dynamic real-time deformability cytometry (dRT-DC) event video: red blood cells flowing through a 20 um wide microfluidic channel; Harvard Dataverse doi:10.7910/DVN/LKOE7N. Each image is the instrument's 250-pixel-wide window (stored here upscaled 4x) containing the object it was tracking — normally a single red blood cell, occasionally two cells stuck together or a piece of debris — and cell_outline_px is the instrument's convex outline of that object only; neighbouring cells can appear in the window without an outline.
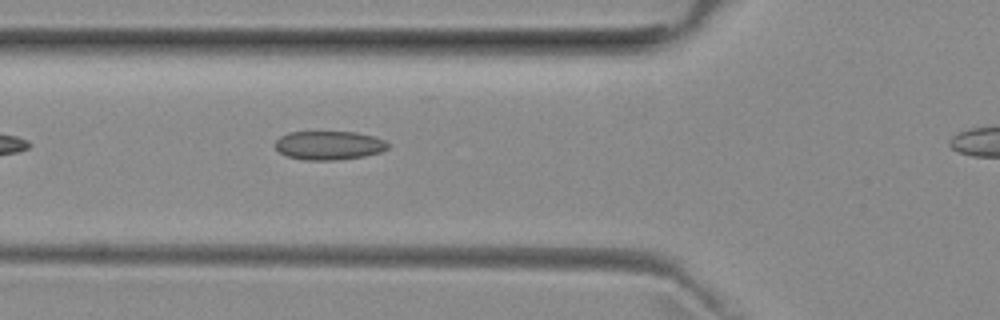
{"species": "common noctule bat (a hibernating species)", "species_latin": "Nyctalus noctula", "temperature_condition": "room temperature", "stored_images_in_passage": 35, "camera_frame_rate_fps": 3000, "um_per_image_px": 0.085, "animal": {"sex": "female", "body_mass_g": 29.2, "forearm_length_mm": 56.3}, "frame": {"image": 1, "passage_image": 3, "time_ms": 0.667, "image_size_px": [1000, 320], "cell_outline_px": [[388, 148], [380, 152], [364, 156], [336, 160], [304, 160], [288, 156], [280, 152], [272, 144], [280, 136], [288, 132], [356, 132], [372, 136], [384, 140], [388, 144]], "centroid_in_image_um": [27.92, 12.35], "position_along_channel_um": 97.9, "area_um2": 18.9}}
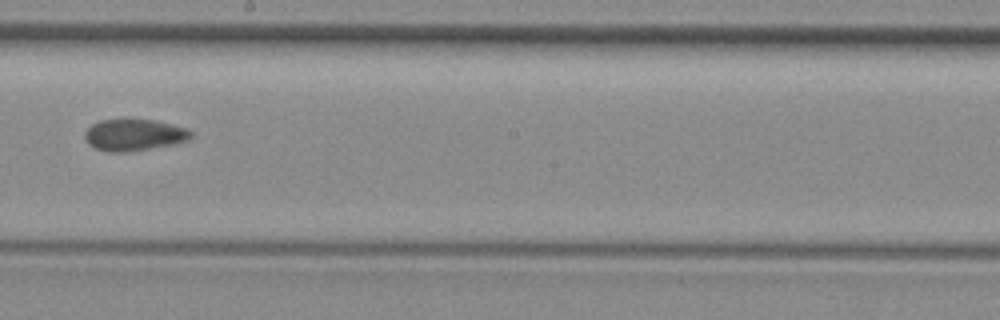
{"frame": {"image": 2, "passage_image": 13, "time_ms": 4.0, "image_size_px": [1000, 320], "cell_outline_px": [[192, 136], [188, 140], [172, 144], [124, 152], [108, 152], [96, 148], [88, 144], [84, 136], [84, 132], [92, 124], [100, 120], [156, 120], [188, 128], [192, 132]], "centroid_in_image_um": [11.39, 11.46], "position_along_channel_um": 236.8, "area_um2": 19.36}}
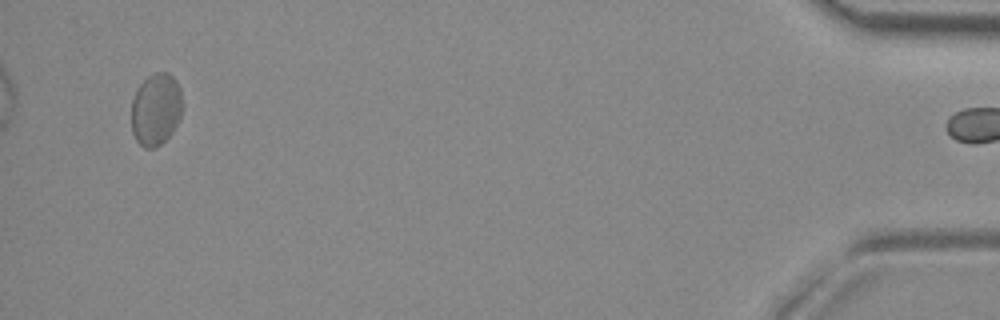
{"frame": {"image": 3, "passage_image": 34, "time_ms": 11.0, "image_size_px": [1000, 320], "cell_outline_px": [[180, 116], [172, 132], [156, 148], [144, 148], [136, 140], [132, 132], [132, 100], [140, 84], [148, 76], [156, 72], [168, 72], [176, 80], [180, 88]], "centroid_in_image_um": [13.23, 9.29], "position_along_channel_um": 422.0, "area_um2": 21.15}}